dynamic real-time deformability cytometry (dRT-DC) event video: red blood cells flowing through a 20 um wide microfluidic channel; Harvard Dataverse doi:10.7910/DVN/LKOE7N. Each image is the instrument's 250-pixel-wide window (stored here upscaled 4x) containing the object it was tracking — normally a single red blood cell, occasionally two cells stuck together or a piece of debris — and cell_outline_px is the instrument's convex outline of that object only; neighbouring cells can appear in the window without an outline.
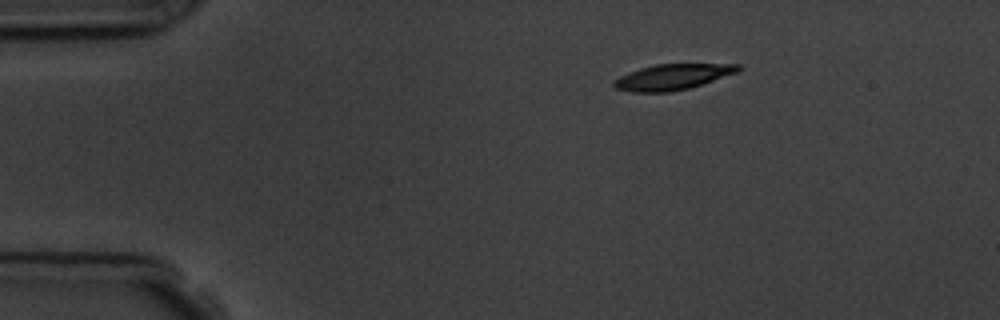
{"species": "common noctule bat (a hibernating species)", "species_latin": "Nyctalus noctula", "temperature_condition": "room temperature", "stored_images_in_passage": 4, "segment_of_instrument_passage": [1, 2], "camera_frame_rate_fps": 3000, "um_per_image_px": 0.085, "animal": {"sex": "male", "body_mass_g": 19.5, "forearm_length_mm": 54.6}, "frame": {"image": 1, "passage_image": 1, "time_ms": 0.0, "image_size_px": [1000, 320], "cell_outline_px": [[744, 68], [736, 72], [688, 88], [672, 92], [632, 92], [616, 88], [612, 84], [620, 76], [640, 68], [656, 64], [740, 64]], "centroid_in_image_um": [57.16, 6.53], "position_along_channel_um": 27.8, "area_um2": 18.26}}